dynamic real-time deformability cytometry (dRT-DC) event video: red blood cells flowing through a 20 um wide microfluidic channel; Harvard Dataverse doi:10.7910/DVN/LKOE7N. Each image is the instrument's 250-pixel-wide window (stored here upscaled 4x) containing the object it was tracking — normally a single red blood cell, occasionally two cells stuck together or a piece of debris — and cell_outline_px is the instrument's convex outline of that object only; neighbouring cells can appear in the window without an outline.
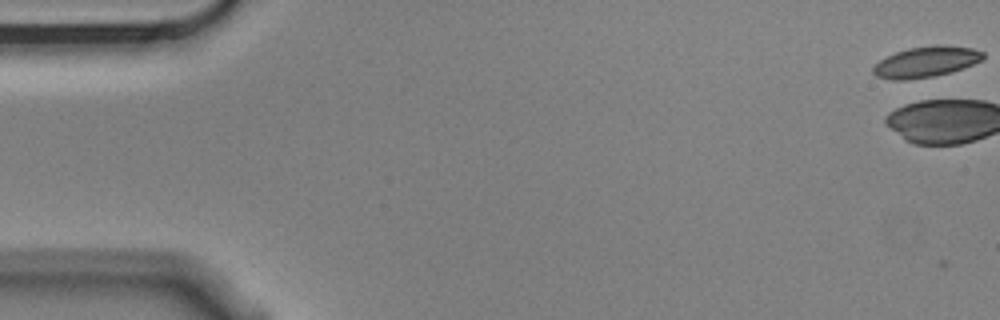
{"species": "Egyptian fruit bat (a non-hibernating species)", "species_latin": "Rousettus aegyptiacus", "temperature_condition": "cold", "stored_images_in_passage": 12, "camera_frame_rate_fps": 3000, "um_per_image_px": 0.085, "animal": {"sex": "male"}, "frame": {"image": 1, "passage_image": 1, "time_ms": 0.0, "image_size_px": [1000, 320], "cell_outline_px": [[984, 56], [980, 60], [972, 64], [948, 72], [932, 76], [904, 80], [892, 80], [876, 76], [872, 72], [872, 68], [880, 60], [896, 52], [908, 48], [936, 44], [940, 44], [972, 48], [984, 52]], "centroid_in_image_um": [78.67, 5.24], "position_along_channel_um": 6.3, "area_um2": 19.42}}